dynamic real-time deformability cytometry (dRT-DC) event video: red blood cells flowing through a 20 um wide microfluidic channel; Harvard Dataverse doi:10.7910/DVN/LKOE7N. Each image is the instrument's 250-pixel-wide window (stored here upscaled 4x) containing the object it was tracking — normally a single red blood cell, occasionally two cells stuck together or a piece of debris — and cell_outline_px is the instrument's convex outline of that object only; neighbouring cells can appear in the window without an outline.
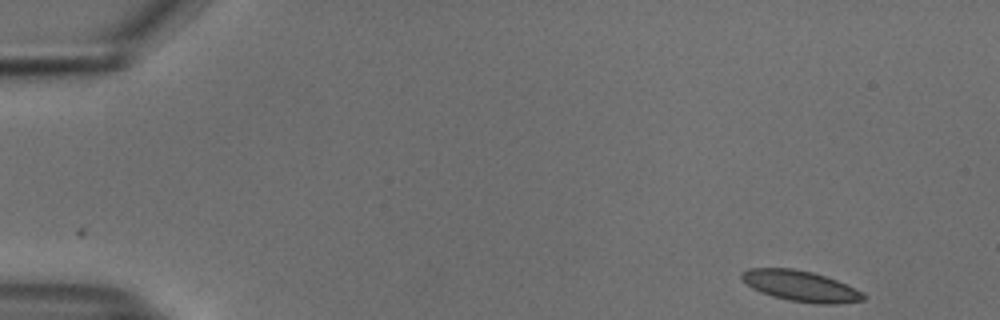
{"species": "common noctule bat (a hibernating species)", "species_latin": "Nyctalus noctula", "temperature_condition": "cold", "stored_images_in_passage": 51, "camera_frame_rate_fps": 3000, "um_per_image_px": 0.085, "animal": {"sex": "male", "body_mass_g": 18.8}, "frame": {"image": 1, "passage_image": 1, "time_ms": 0.0, "image_size_px": [1000, 320], "cell_outline_px": [[864, 300], [836, 304], [816, 304], [788, 300], [772, 296], [760, 292], [752, 288], [740, 276], [740, 272], [748, 268], [792, 268], [812, 272], [836, 280], [864, 292]], "centroid_in_image_um": [68.03, 24.31], "position_along_channel_um": 17.0, "area_um2": 21.73}}
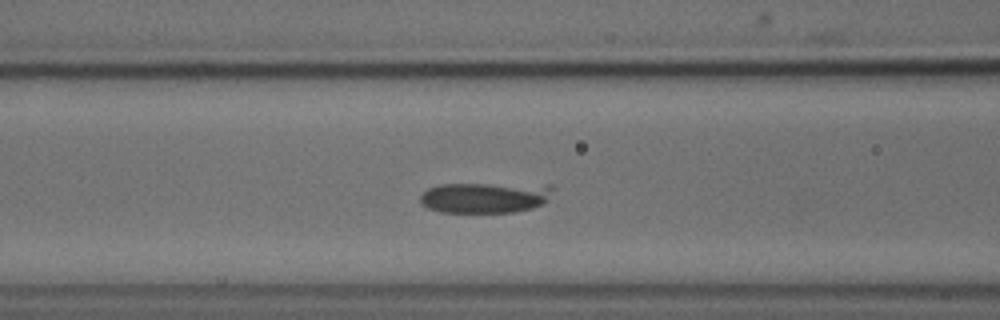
{"frame": {"image": 2, "passage_image": 19, "time_ms": 6.0, "image_size_px": [1000, 320], "cell_outline_px": [[556, 188], [544, 204], [532, 208], [512, 212], [440, 212], [428, 208], [420, 204], [420, 196], [428, 188], [440, 184], [556, 184]], "centroid_in_image_um": [41.29, 16.77], "position_along_channel_um": 125.3, "area_um2": 24.16}}
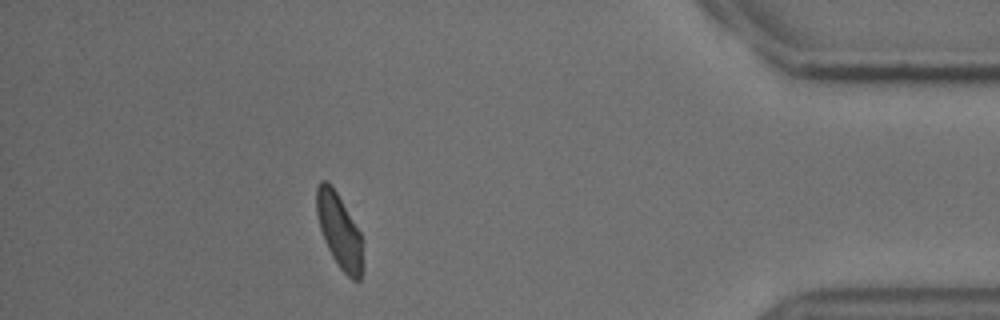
{"frame": {"image": 3, "passage_image": 45, "time_ms": 14.667, "image_size_px": [1000, 320], "cell_outline_px": [[364, 268], [360, 280], [352, 280], [340, 268], [332, 256], [324, 240], [320, 228], [316, 212], [316, 188], [320, 180], [328, 180], [332, 184], [360, 232]], "centroid_in_image_um": [28.84, 19.61], "position_along_channel_um": 406.4, "area_um2": 20.17}, "authors_computed_cell_mechanics": {"area_um2": 23.0044, "velocity_mm_per_s": 3.7317, "shape_relaxation_time_tau1_ms": 7.2985, "shape_relaxation_time_tau2_ms": null, "deformation_change_tau1": 0.1672, "deformation_change_tau2": null}}